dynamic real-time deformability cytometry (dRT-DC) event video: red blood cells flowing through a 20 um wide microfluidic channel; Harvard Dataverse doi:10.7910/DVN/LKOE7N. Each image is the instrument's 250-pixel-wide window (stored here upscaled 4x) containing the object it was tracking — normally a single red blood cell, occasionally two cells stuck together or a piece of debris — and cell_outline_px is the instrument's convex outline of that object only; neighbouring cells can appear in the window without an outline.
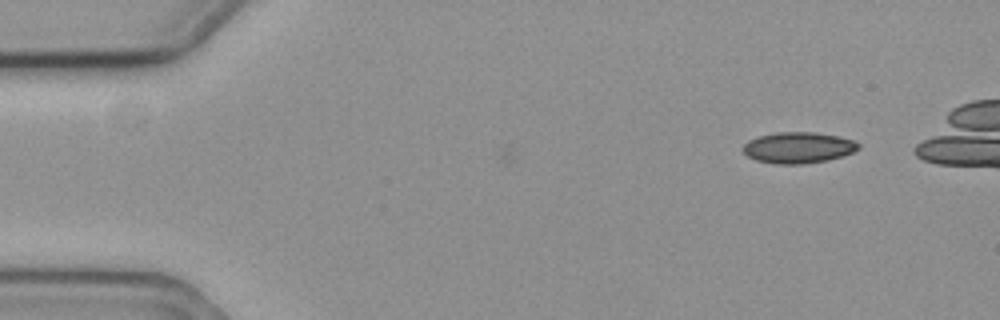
{"species": "common noctule bat (a hibernating species)", "species_latin": "Nyctalus noctula", "temperature_condition": "cold", "stored_images_in_passage": 46, "camera_frame_rate_fps": 3000, "um_per_image_px": 0.085, "animal": {"sex": "female", "body_mass_g": 19.3, "forearm_length_mm": 54.1}, "frame": {"image": 1, "passage_image": 1, "time_ms": 0.0, "image_size_px": [1000, 320], "cell_outline_px": [[860, 148], [852, 152], [828, 160], [800, 164], [776, 164], [756, 160], [748, 156], [744, 152], [744, 144], [748, 140], [756, 136], [776, 132], [816, 132], [836, 136], [852, 140], [860, 144]], "centroid_in_image_um": [67.82, 12.54], "position_along_channel_um": 17.2, "area_um2": 20.81}}
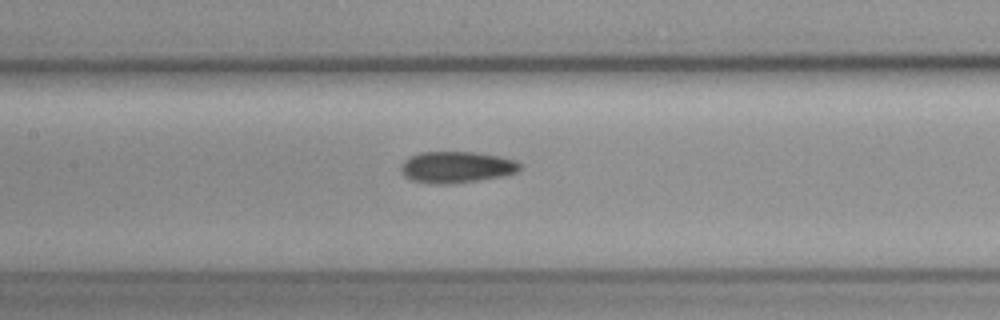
{"frame": {"image": 2, "passage_image": 22, "time_ms": 7.0, "image_size_px": [1000, 320], "cell_outline_px": [[520, 168], [516, 172], [504, 176], [452, 184], [428, 184], [408, 180], [400, 172], [400, 164], [404, 160], [420, 152], [476, 152], [500, 156], [516, 160], [520, 164]], "centroid_in_image_um": [38.76, 14.22], "position_along_channel_um": 168.6, "area_um2": 22.14}}
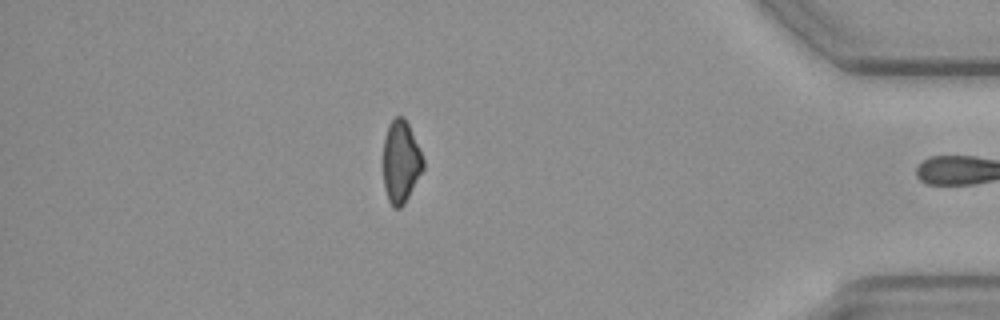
{"frame": {"image": 3, "passage_image": 45, "time_ms": 14.667, "image_size_px": [1000, 320], "cell_outline_px": [[424, 168], [404, 204], [400, 208], [392, 208], [388, 200], [384, 188], [384, 140], [388, 124], [396, 116], [404, 116], [420, 148], [424, 160]], "centroid_in_image_um": [34.08, 13.75], "position_along_channel_um": 401.1, "area_um2": 19.19}}